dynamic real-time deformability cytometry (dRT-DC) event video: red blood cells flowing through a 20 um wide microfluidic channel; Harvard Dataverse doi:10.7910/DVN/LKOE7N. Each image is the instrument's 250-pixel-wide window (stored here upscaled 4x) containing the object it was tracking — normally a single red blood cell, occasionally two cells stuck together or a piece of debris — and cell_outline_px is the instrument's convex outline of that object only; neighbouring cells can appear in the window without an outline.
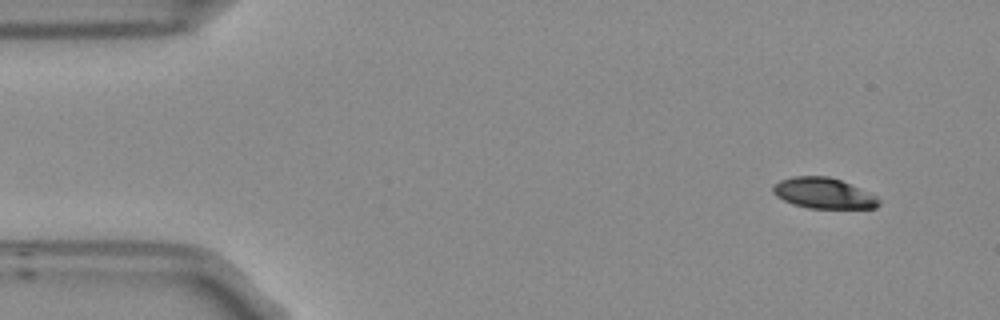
{"species": "Egyptian fruit bat (a non-hibernating species)", "species_latin": "Rousettus aegyptiacus", "temperature_condition": "room temperature", "stored_images_in_passage": 4, "camera_frame_rate_fps": 3000, "um_per_image_px": 0.085, "frame": {"image": 1, "passage_image": 1, "time_ms": 0.0, "image_size_px": [1000, 320], "cell_outline_px": [[880, 204], [876, 208], [808, 208], [792, 204], [776, 196], [772, 192], [772, 188], [780, 180], [792, 176], [828, 176], [840, 180], [876, 196], [880, 200]], "centroid_in_image_um": [69.98, 16.43], "position_along_channel_um": 15.0, "area_um2": 18.79}}
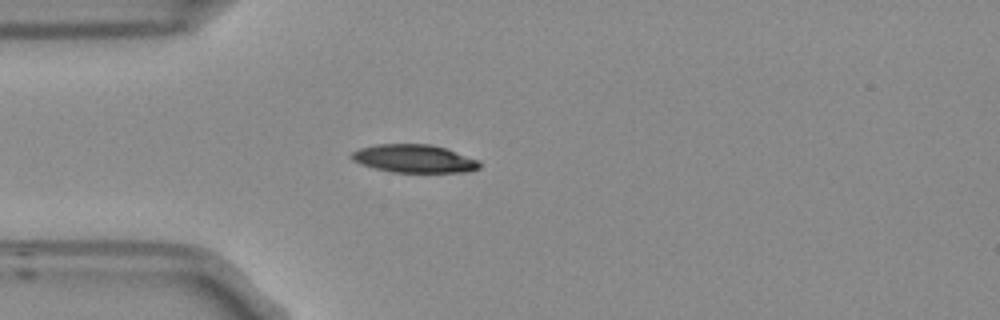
{"frame": {"image": 2, "passage_image": 4, "time_ms": 1.0, "image_size_px": [1000, 320], "cell_outline_px": [[480, 168], [468, 172], [392, 172], [376, 168], [352, 160], [348, 156], [352, 152], [360, 148], [376, 144], [432, 144], [480, 160]], "centroid_in_image_um": [35.22, 13.48], "position_along_channel_um": 49.8, "area_um2": 20.87}}